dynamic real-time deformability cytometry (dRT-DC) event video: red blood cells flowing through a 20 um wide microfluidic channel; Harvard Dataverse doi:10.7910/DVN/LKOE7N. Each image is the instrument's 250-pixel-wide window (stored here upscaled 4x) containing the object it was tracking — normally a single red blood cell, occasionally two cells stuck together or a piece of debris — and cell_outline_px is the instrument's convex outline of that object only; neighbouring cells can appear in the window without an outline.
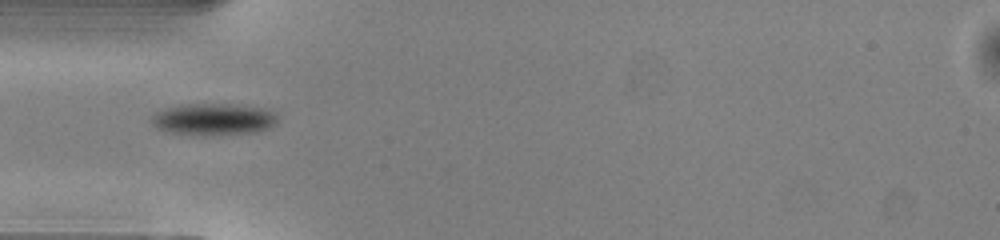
{"species": "common noctule bat (a hibernating species)", "species_latin": "Nyctalus noctula", "temperature_condition": "warm", "stored_images_in_passage": 35, "camera_frame_rate_fps": 3000, "um_per_image_px": 0.085, "animal": {"sex": "male", "body_mass_g": 13.0, "forearm_length_mm": 53.1}, "frame": {"image": 1, "passage_image": 1, "time_ms": 0.0, "image_size_px": [1000, 240], "cell_outline_px": [[276, 124], [268, 128], [256, 132], [204, 136], [200, 136], [164, 132], [156, 128], [152, 124], [152, 116], [156, 112], [180, 104], [228, 104], [260, 108], [276, 112]], "centroid_in_image_um": [18.1, 10.16], "position_along_channel_um": 66.9, "area_um2": 23.52}}
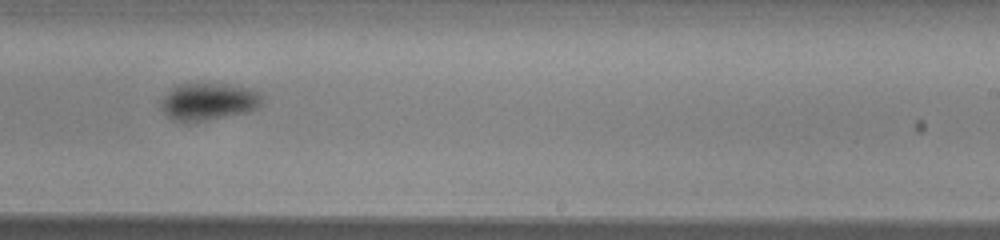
{"frame": {"image": 2, "passage_image": 16, "time_ms": 5.0, "image_size_px": [1000, 240], "cell_outline_px": [[260, 104], [256, 108], [244, 112], [204, 120], [176, 120], [168, 116], [160, 108], [160, 104], [164, 96], [172, 88], [180, 84], [224, 84], [244, 88], [256, 92], [260, 96]], "centroid_in_image_um": [17.65, 8.62], "position_along_channel_um": 271.4, "area_um2": 20.87}}
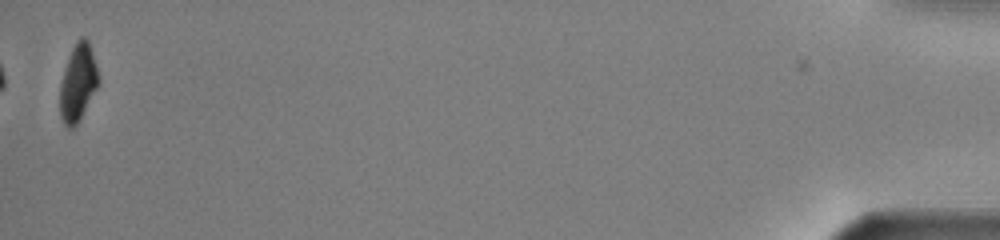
{"frame": {"image": 3, "passage_image": 35, "time_ms": 11.333, "image_size_px": [1000, 240], "cell_outline_px": [[100, 84], [80, 120], [72, 128], [68, 128], [64, 124], [60, 116], [60, 84], [68, 56], [76, 40], [80, 36], [84, 36], [88, 40], [96, 64], [100, 80]], "centroid_in_image_um": [6.64, 7.03], "position_along_channel_um": 428.6, "area_um2": 17.57}, "authors_computed_cell_mechanics": {"area_um2": 21.2704, "velocity_mm_per_s": 4.1006, "shape_relaxation_time_tau1_ms": 2.744, "shape_relaxation_time_tau2_ms": null, "deformation_change_tau1": 0.1106, "deformation_change_tau2": null}}